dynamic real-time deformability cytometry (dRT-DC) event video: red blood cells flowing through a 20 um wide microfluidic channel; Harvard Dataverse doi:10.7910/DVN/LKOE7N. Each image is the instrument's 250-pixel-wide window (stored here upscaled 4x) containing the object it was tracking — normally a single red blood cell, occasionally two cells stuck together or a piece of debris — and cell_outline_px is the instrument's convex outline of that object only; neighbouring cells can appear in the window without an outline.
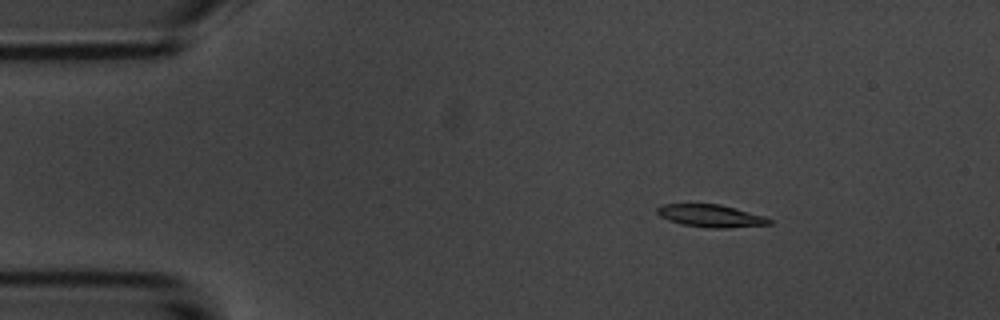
{"species": "common noctule bat (a hibernating species)", "species_latin": "Nyctalus noctula", "temperature_condition": "room temperature", "stored_images_in_passage": 5, "camera_frame_rate_fps": 3000, "um_per_image_px": 0.085, "animal": {"sex": "male", "body_mass_g": 20.1, "forearm_length_mm": 53.5}, "frame": {"image": 1, "passage_image": 3, "time_ms": 2.333, "image_size_px": [1000, 320], "cell_outline_px": [[772, 224], [728, 228], [708, 228], [680, 224], [668, 220], [660, 216], [656, 212], [656, 208], [660, 204], [720, 204], [736, 208], [764, 216], [772, 220]], "centroid_in_image_um": [60.4, 18.35], "position_along_channel_um": 24.6, "area_um2": 14.85}}